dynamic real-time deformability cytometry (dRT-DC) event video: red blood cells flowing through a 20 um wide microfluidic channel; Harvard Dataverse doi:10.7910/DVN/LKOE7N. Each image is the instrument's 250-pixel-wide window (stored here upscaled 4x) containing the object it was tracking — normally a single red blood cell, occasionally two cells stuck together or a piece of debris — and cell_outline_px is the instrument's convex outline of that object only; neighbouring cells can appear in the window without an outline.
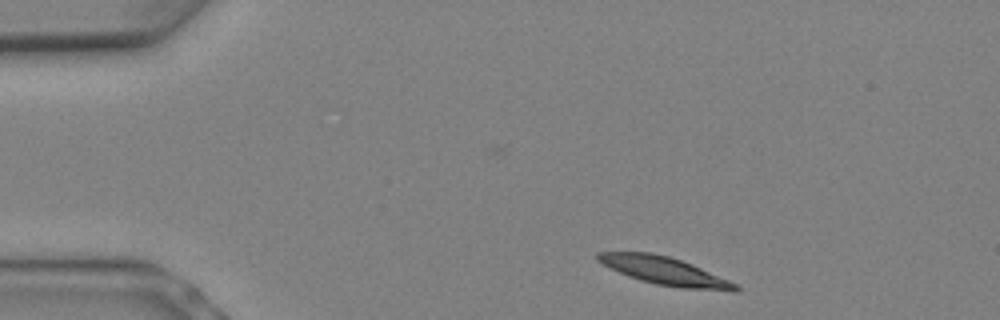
{"species": "Egyptian fruit bat (a non-hibernating species)", "species_latin": "Rousettus aegyptiacus", "temperature_condition": "warm", "stored_images_in_passage": 2, "camera_frame_rate_fps": 3000, "um_per_image_px": 0.085, "animal": {"sex": "female"}, "frame": {"image": 1, "passage_image": 2, "time_ms": 0.333, "image_size_px": [1000, 320], "cell_outline_px": [[740, 288], [736, 292], [732, 292], [684, 288], [656, 284], [640, 280], [628, 276], [596, 260], [596, 252], [652, 252], [668, 256], [692, 264], [740, 284]], "centroid_in_image_um": [56.58, 23.04], "position_along_channel_um": 28.4, "area_um2": 22.48}}